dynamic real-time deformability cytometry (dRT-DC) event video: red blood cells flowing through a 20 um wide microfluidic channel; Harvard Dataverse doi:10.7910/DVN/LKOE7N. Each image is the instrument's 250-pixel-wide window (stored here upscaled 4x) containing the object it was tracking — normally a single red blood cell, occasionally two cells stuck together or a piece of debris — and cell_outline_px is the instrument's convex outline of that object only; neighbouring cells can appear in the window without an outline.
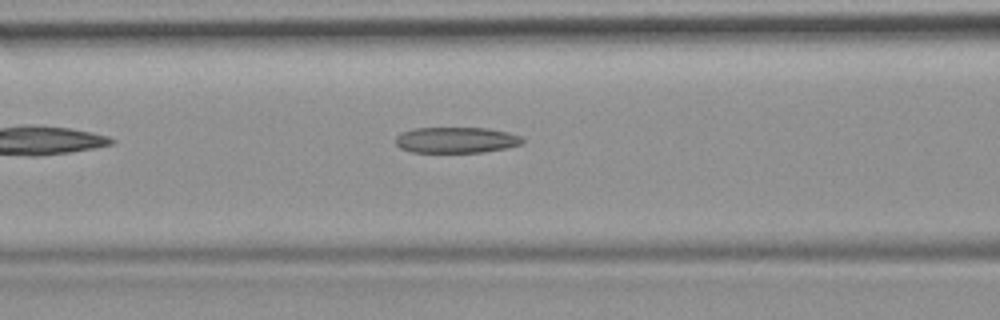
{"species": "common noctule bat (a hibernating species)", "species_latin": "Nyctalus noctula", "temperature_condition": "room temperature", "stored_images_in_passage": 32, "camera_frame_rate_fps": 3000, "um_per_image_px": 0.085, "animal": {"sex": "female", "body_mass_g": 19.9}, "frame": {"image": 1, "passage_image": 10, "time_ms": 3.0, "image_size_px": [1000, 320], "cell_outline_px": [[524, 140], [520, 144], [508, 148], [484, 152], [412, 152], [400, 148], [396, 144], [396, 136], [404, 132], [416, 128], [488, 128], [508, 132], [520, 136]], "centroid_in_image_um": [38.8, 11.9], "position_along_channel_um": 127.8, "area_um2": 19.07}}
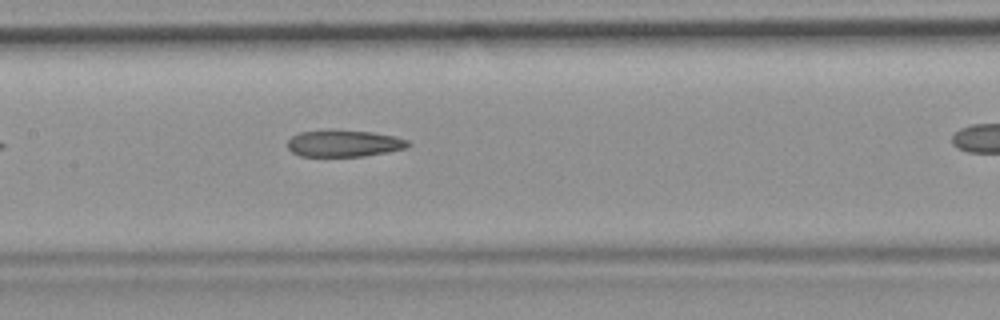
{"frame": {"image": 2, "passage_image": 14, "time_ms": 4.333, "image_size_px": [1000, 320], "cell_outline_px": [[412, 144], [408, 148], [364, 156], [300, 156], [292, 152], [288, 148], [288, 140], [292, 136], [300, 132], [372, 132], [396, 136], [408, 140]], "centroid_in_image_um": [29.3, 12.22], "position_along_channel_um": 178.1, "area_um2": 18.21}}